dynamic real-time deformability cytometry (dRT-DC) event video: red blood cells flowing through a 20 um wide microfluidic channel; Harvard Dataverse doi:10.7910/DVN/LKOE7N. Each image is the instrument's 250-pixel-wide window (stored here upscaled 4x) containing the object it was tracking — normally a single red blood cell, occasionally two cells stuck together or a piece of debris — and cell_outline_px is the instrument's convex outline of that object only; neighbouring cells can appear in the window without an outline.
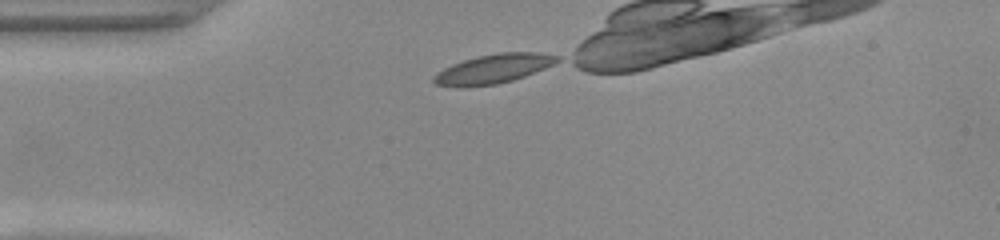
{"species": "common noctule bat (a hibernating species)", "species_latin": "Nyctalus noctula", "temperature_condition": "warm", "stored_images_in_passage": 29, "camera_frame_rate_fps": 3000, "um_per_image_px": 0.085, "animal": {"sex": "female", "body_mass_g": 22.0, "forearm_length_mm": 56.7}, "frame": {"image": 1, "passage_image": 1, "time_ms": 0.0, "image_size_px": [1000, 240], "cell_outline_px": [[560, 60], [544, 68], [524, 76], [512, 80], [496, 84], [464, 88], [460, 88], [436, 84], [432, 80], [432, 76], [436, 72], [452, 64], [464, 60], [480, 56], [500, 52], [536, 52], [560, 56]], "centroid_in_image_um": [41.89, 5.86], "position_along_channel_um": 43.1, "area_um2": 20.98}}
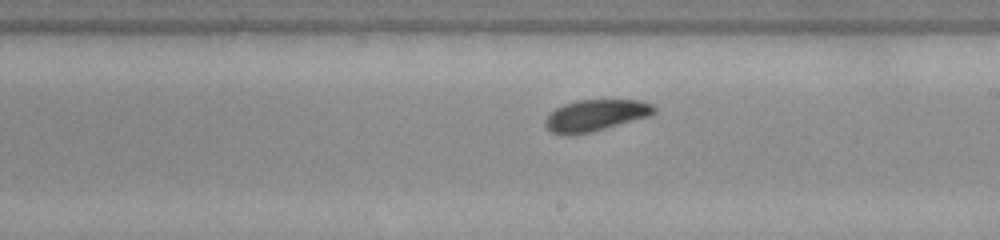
{"frame": {"image": 2, "passage_image": 17, "time_ms": 5.333, "image_size_px": [1000, 240], "cell_outline_px": [[656, 112], [648, 116], [592, 132], [568, 136], [564, 136], [552, 132], [544, 124], [544, 120], [556, 108], [564, 104], [576, 100], [640, 100], [652, 104], [656, 108]], "centroid_in_image_um": [50.61, 9.81], "position_along_channel_um": 238.4, "area_um2": 19.94}}
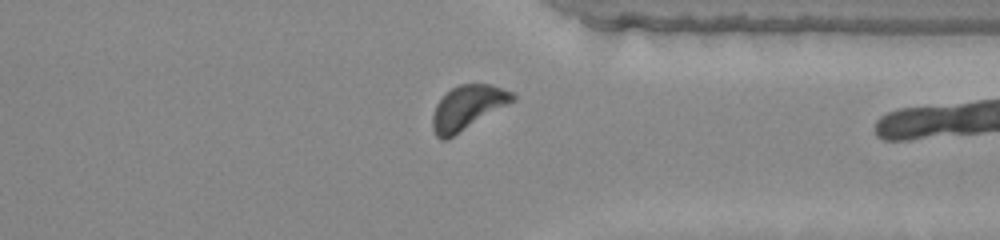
{"frame": {"image": 3, "passage_image": 27, "time_ms": 8.667, "image_size_px": [1000, 240], "cell_outline_px": [[516, 100], [448, 140], [440, 140], [436, 136], [432, 128], [432, 116], [436, 104], [452, 88], [460, 84], [488, 84], [512, 92], [516, 96]], "centroid_in_image_um": [39.74, 9.18], "position_along_channel_um": 371.7, "area_um2": 20.63}}